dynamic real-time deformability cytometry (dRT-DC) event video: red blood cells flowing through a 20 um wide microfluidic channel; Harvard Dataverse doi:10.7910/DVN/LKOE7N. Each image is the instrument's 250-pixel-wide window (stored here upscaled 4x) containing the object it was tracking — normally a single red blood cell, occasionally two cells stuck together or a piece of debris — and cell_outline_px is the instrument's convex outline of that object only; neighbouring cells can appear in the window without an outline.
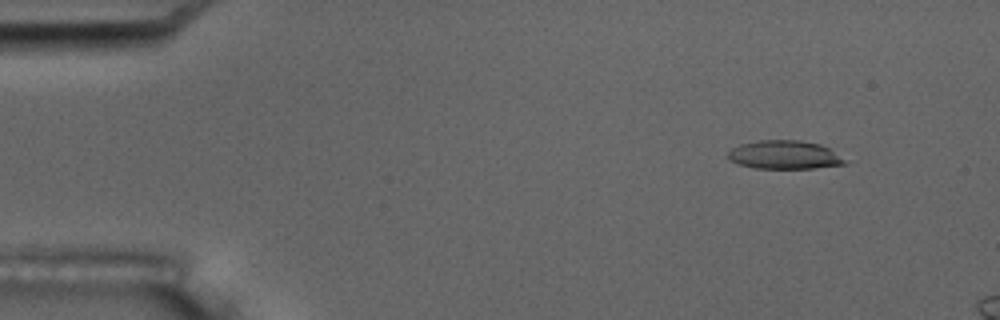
{"species": "common noctule bat (a hibernating species)", "species_latin": "Nyctalus noctula", "temperature_condition": "room temperature", "stored_images_in_passage": 4, "camera_frame_rate_fps": 3000, "um_per_image_px": 0.085, "animal": {"sex": "male", "body_mass_g": 17.5, "forearm_length_mm": 52.3}, "frame": {"image": 1, "passage_image": 2, "time_ms": 1.0, "image_size_px": [1000, 320], "cell_outline_px": [[848, 164], [812, 168], [756, 168], [736, 164], [728, 160], [728, 152], [732, 148], [740, 144], [760, 140], [800, 140], [820, 144], [828, 148], [848, 160]], "centroid_in_image_um": [66.68, 13.16], "position_along_channel_um": 18.3, "area_um2": 19.54}}